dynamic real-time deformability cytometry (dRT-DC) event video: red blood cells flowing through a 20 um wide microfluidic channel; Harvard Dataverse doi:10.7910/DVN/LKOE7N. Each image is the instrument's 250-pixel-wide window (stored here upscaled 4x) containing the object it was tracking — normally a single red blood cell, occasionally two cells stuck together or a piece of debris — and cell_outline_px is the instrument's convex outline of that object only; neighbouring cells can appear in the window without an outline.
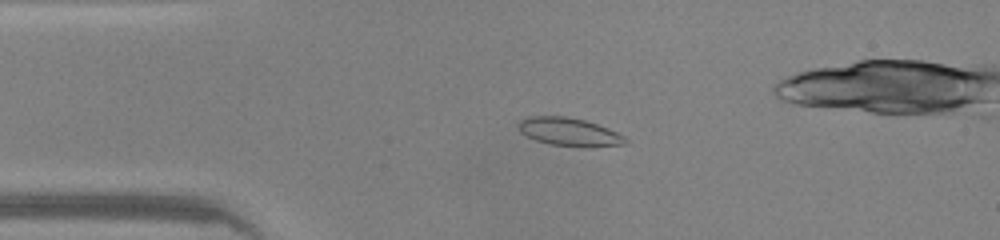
{"species": "common noctule bat (a hibernating species)", "species_latin": "Nyctalus noctula", "temperature_condition": "warm", "stored_images_in_passage": 42, "camera_frame_rate_fps": 3000, "um_per_image_px": 0.085, "animal": {"sex": "male", "body_mass_g": 20.0, "forearm_length_mm": 53.3}, "frame": {"image": 1, "passage_image": 4, "time_ms": 1.0, "image_size_px": [1000, 240], "cell_outline_px": [[628, 144], [588, 148], [552, 144], [536, 140], [520, 132], [516, 124], [520, 120], [528, 116], [564, 116], [584, 120], [608, 128], [624, 136], [628, 140]], "centroid_in_image_um": [48.4, 11.22], "position_along_channel_um": 36.6, "area_um2": 17.69}}
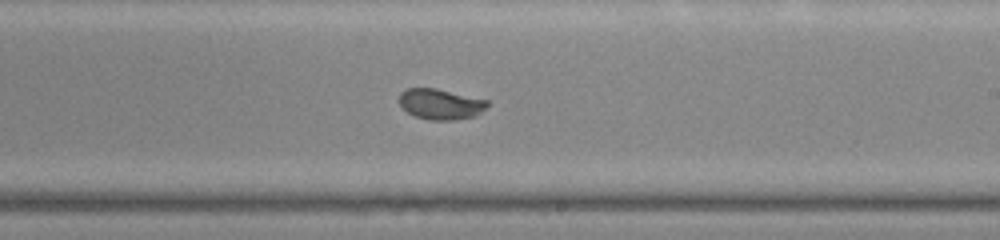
{"frame": {"image": 2, "passage_image": 21, "time_ms": 6.667, "image_size_px": [1000, 240], "cell_outline_px": [[488, 104], [476, 116], [452, 120], [428, 120], [416, 116], [408, 112], [400, 104], [400, 92], [404, 88], [436, 88], [488, 100]], "centroid_in_image_um": [37.43, 8.84], "position_along_channel_um": 251.6, "area_um2": 15.61}}
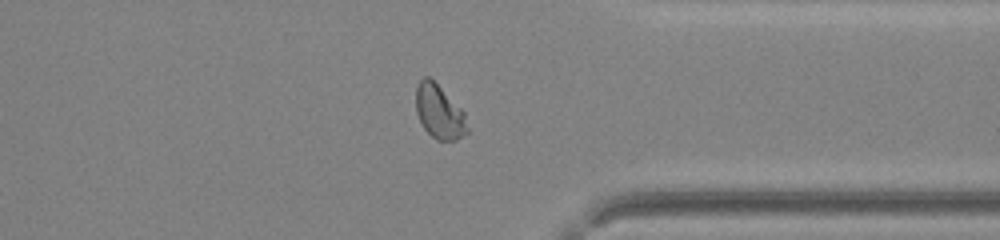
{"frame": {"image": 3, "passage_image": 30, "time_ms": 9.667, "image_size_px": [1000, 240], "cell_outline_px": [[468, 132], [456, 140], [436, 140], [424, 128], [416, 112], [416, 88], [420, 80], [424, 76], [428, 76], [464, 112], [468, 128]], "centroid_in_image_um": [37.33, 9.53], "position_along_channel_um": 374.1, "area_um2": 15.78}, "authors_computed_cell_mechanics": {"area_um2": 16.762, "velocity_mm_per_s": 4.2741, "shape_relaxation_time_tau1_ms": 3.4241, "shape_relaxation_time_tau2_ms": null, "deformation_change_tau1": 0.1569, "deformation_change_tau2": null}}